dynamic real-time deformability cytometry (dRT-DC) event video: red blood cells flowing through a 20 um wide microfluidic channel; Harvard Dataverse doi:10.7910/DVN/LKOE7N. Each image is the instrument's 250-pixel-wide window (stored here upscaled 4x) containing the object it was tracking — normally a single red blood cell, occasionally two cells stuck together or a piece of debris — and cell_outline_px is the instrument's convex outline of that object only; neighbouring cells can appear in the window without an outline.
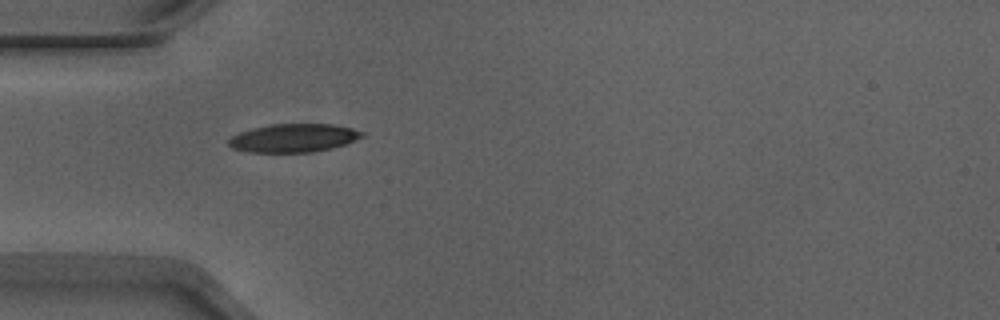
{"species": "Egyptian fruit bat (a non-hibernating species)", "species_latin": "Rousettus aegyptiacus", "temperature_condition": "warm", "stored_images_in_passage": 37, "camera_frame_rate_fps": 3000, "um_per_image_px": 0.085, "animal": {"sex": "male"}, "frame": {"image": 1, "passage_image": 1, "time_ms": 0.0, "image_size_px": [1000, 320], "cell_outline_px": [[364, 136], [348, 144], [332, 148], [312, 152], [248, 152], [232, 148], [228, 144], [228, 140], [232, 136], [240, 132], [252, 128], [272, 124], [332, 124], [352, 128], [364, 132]], "centroid_in_image_um": [24.98, 11.73], "position_along_channel_um": 60.0, "area_um2": 22.14}}
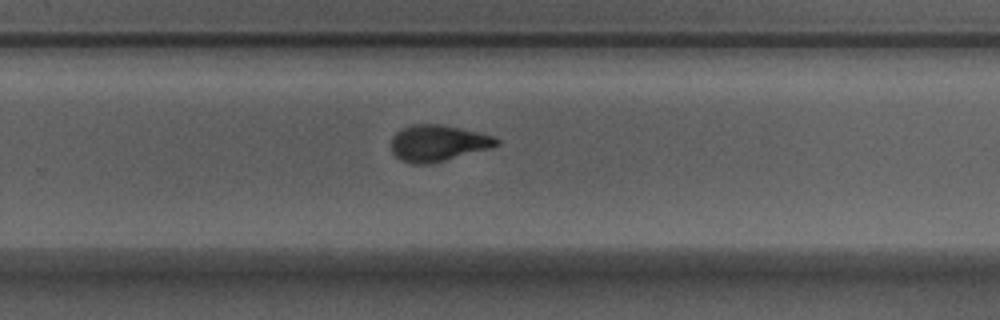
{"frame": {"image": 2, "passage_image": 19, "time_ms": 6.0, "image_size_px": [1000, 320], "cell_outline_px": [[500, 144], [488, 148], [444, 160], [428, 164], [412, 164], [400, 160], [392, 152], [392, 136], [400, 128], [412, 124], [440, 124], [476, 132], [492, 136], [500, 140]], "centroid_in_image_um": [37.16, 12.16], "position_along_channel_um": 292.6, "area_um2": 21.96}}
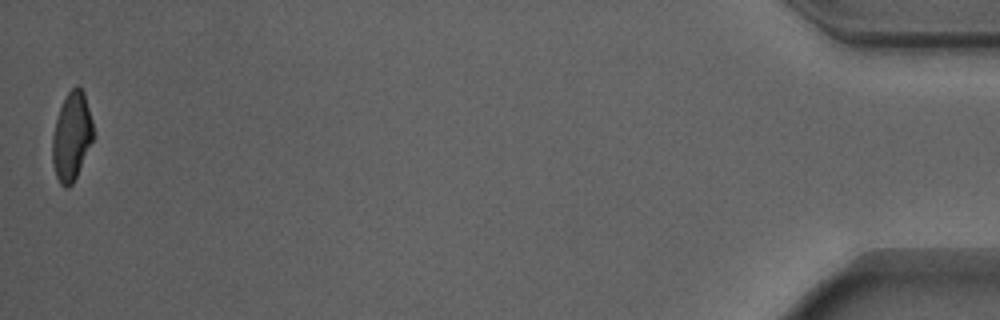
{"frame": {"image": 3, "passage_image": 37, "time_ms": 12.0, "image_size_px": [1000, 320], "cell_outline_px": [[92, 140], [76, 176], [72, 184], [68, 188], [64, 188], [60, 184], [56, 176], [52, 164], [52, 136], [56, 120], [60, 108], [68, 92], [76, 84], [84, 92], [92, 120]], "centroid_in_image_um": [6.06, 11.6], "position_along_channel_um": 429.1, "area_um2": 20.69}, "authors_computed_cell_mechanics": {"area_um2": 22.3108, "velocity_mm_per_s": 3.9162, "shape_relaxation_time_tau1_ms": 3.4958, "shape_relaxation_time_tau2_ms": 0.9858, "deformation_change_tau1": 0.1676, "deformation_change_tau2": 0.0641}}